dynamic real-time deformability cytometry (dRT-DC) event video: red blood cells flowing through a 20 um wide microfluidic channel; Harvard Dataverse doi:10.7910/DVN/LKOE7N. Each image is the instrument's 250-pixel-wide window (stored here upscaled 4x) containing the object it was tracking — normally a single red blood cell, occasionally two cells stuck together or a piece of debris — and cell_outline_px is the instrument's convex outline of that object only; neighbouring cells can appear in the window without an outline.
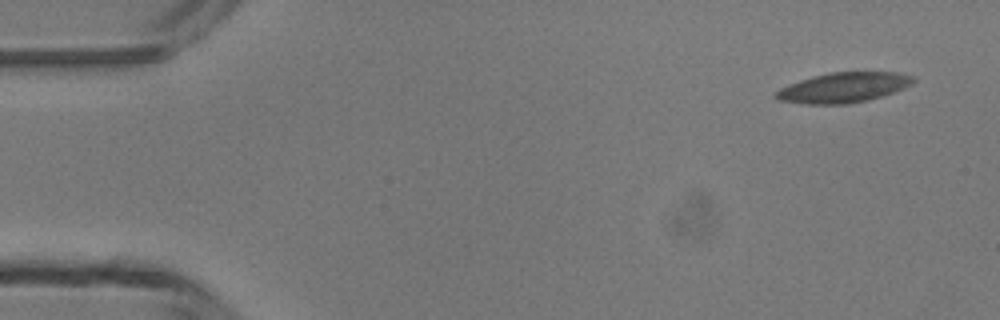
{"species": "common noctule bat (a hibernating species)", "species_latin": "Nyctalus noctula", "temperature_condition": "room temperature", "stored_images_in_passage": 4, "camera_frame_rate_fps": 3000, "um_per_image_px": 0.085, "animal": {"sex": "male", "body_mass_g": 13.3}, "frame": {"image": 1, "passage_image": 1, "time_ms": 0.0, "image_size_px": [1000, 320], "cell_outline_px": [[916, 80], [912, 84], [904, 88], [868, 100], [848, 104], [804, 104], [776, 100], [772, 96], [780, 88], [788, 84], [812, 76], [828, 72], [896, 72], [912, 76]], "centroid_in_image_um": [71.64, 7.44], "position_along_channel_um": 13.4, "area_um2": 24.16}}
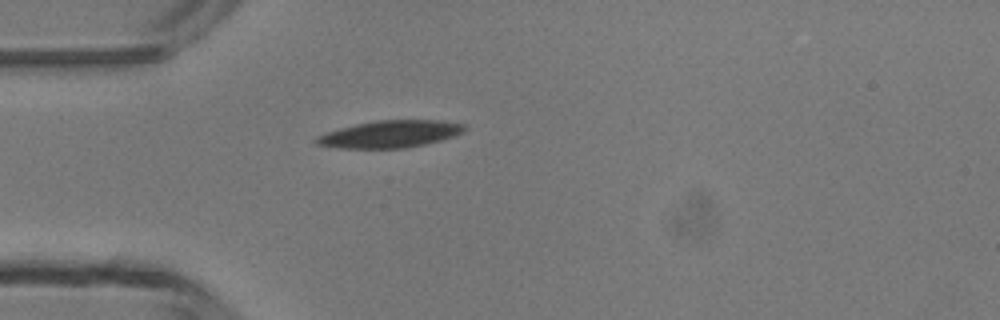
{"frame": {"image": 2, "passage_image": 4, "time_ms": 3.667, "image_size_px": [1000, 320], "cell_outline_px": [[468, 128], [464, 132], [440, 140], [424, 144], [404, 148], [336, 148], [316, 144], [312, 140], [316, 136], [340, 128], [356, 124], [376, 120], [440, 120], [464, 124]], "centroid_in_image_um": [33.14, 11.39], "position_along_channel_um": 51.9, "area_um2": 23.41}}